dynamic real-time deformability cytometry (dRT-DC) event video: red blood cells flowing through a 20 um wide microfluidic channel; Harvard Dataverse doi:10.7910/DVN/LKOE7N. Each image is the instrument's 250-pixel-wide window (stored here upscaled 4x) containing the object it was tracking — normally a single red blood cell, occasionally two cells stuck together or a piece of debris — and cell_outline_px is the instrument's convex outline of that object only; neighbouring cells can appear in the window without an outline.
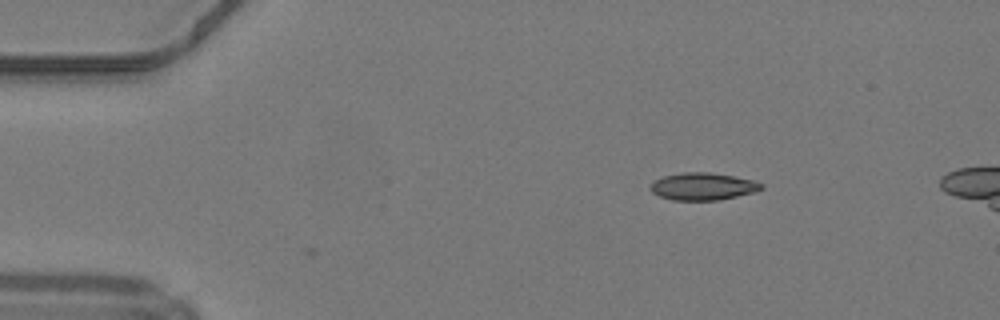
{"species": "common noctule bat (a hibernating species)", "species_latin": "Nyctalus noctula", "temperature_condition": "warm", "stored_images_in_passage": 2, "camera_frame_rate_fps": 3000, "um_per_image_px": 0.085, "animal": {"sex": "male", "body_mass_g": 19.2, "forearm_length_mm": 51.8}, "frame": {"image": 1, "passage_image": 1, "time_ms": 0.0, "image_size_px": [1000, 320], "cell_outline_px": [[764, 188], [756, 192], [720, 200], [672, 200], [660, 196], [652, 192], [648, 188], [656, 180], [664, 176], [684, 172], [708, 172], [756, 180], [764, 184]], "centroid_in_image_um": [59.8, 15.85], "position_along_channel_um": 25.2, "area_um2": 17.74}}